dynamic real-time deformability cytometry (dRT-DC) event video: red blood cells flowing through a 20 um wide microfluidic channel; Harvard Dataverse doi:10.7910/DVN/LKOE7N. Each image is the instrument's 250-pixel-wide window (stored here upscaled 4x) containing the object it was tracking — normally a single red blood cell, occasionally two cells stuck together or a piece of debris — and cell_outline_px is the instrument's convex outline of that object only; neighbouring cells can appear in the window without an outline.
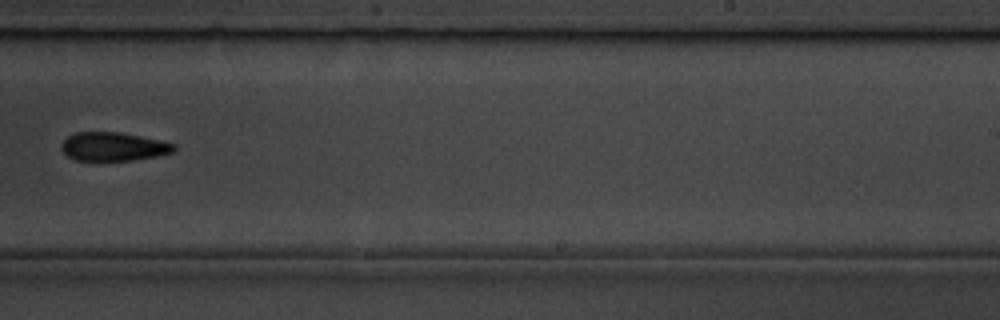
{"species": "common noctule bat (a hibernating species)", "species_latin": "Nyctalus noctula", "temperature_condition": "room temperature", "stored_images_in_passage": 11, "camera_frame_rate_fps": 3000, "um_per_image_px": 0.085, "animal": {"sex": "male", "body_mass_g": 19.5, "forearm_length_mm": 54.6}, "frame": {"image": 1, "passage_image": 11, "time_ms": 11.333, "image_size_px": [1000, 320], "cell_outline_px": [[176, 148], [172, 152], [156, 156], [132, 160], [76, 160], [68, 156], [60, 148], [60, 144], [72, 132], [120, 132], [160, 140], [176, 144]], "centroid_in_image_um": [9.61, 12.45], "position_along_channel_um": 279.4, "area_um2": 18.73}}